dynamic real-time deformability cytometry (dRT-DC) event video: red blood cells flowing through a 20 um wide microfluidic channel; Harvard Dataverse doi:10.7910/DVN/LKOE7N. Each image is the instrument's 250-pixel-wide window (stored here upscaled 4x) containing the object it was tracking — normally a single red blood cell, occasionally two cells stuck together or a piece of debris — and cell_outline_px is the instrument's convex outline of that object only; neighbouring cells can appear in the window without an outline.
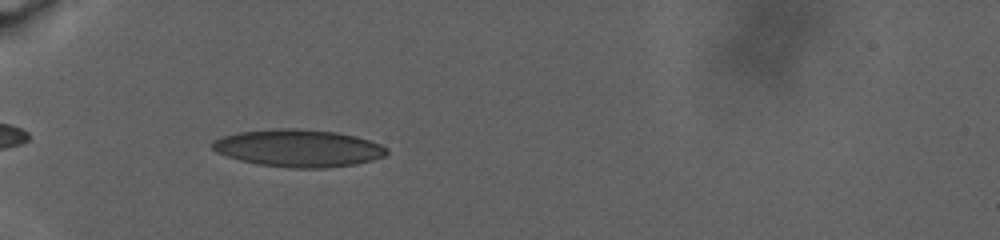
{"species": "human", "species_latin": "Homo sapiens", "temperature_condition": "warm", "stored_images_in_passage": 29, "camera_frame_rate_fps": 3000, "um_per_image_px": 0.085, "donor": {"sex": "male"}, "frame": {"image": 1, "passage_image": 11, "time_ms": 2.0, "image_size_px": [1000, 240], "cell_outline_px": [[388, 152], [384, 156], [372, 160], [356, 164], [324, 168], [288, 168], [256, 164], [240, 160], [216, 152], [212, 148], [212, 144], [220, 136], [240, 132], [276, 128], [296, 128], [336, 132], [356, 136], [380, 144], [388, 148]], "centroid_in_image_um": [25.37, 12.59], "position_along_channel_um": 59.6, "area_um2": 38.03}}
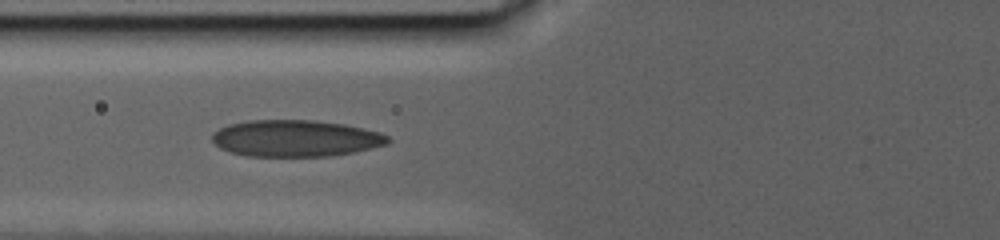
{"frame": {"image": 2, "passage_image": 28, "time_ms": 4.667, "image_size_px": [1000, 240], "cell_outline_px": [[392, 140], [388, 144], [372, 148], [332, 156], [248, 156], [232, 152], [220, 148], [212, 140], [212, 132], [228, 124], [248, 120], [316, 120], [344, 124], [364, 128], [380, 132], [388, 136]], "centroid_in_image_um": [25.14, 11.75], "position_along_channel_um": 100.7, "area_um2": 37.69}}